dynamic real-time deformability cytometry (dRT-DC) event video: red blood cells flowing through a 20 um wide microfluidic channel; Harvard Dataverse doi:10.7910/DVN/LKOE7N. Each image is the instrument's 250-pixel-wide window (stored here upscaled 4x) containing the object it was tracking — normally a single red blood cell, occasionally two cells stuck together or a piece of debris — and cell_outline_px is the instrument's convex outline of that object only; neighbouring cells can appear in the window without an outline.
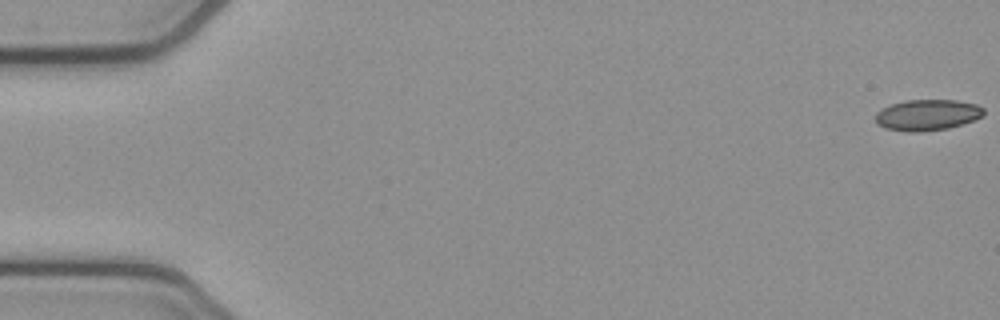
{"species": "common noctule bat (a hibernating species)", "species_latin": "Nyctalus noctula", "temperature_condition": "cold", "stored_images_in_passage": 54, "camera_frame_rate_fps": 3000, "um_per_image_px": 0.085, "animal": {"sex": "female", "body_mass_g": 21.9}, "frame": {"image": 1, "passage_image": 1, "time_ms": 0.0, "image_size_px": [1000, 320], "cell_outline_px": [[984, 112], [980, 116], [972, 120], [948, 128], [920, 132], [908, 132], [884, 128], [876, 124], [876, 112], [880, 108], [892, 104], [908, 100], [956, 100], [976, 104], [984, 108]], "centroid_in_image_um": [78.77, 9.77], "position_along_channel_um": 6.2, "area_um2": 19.48}}
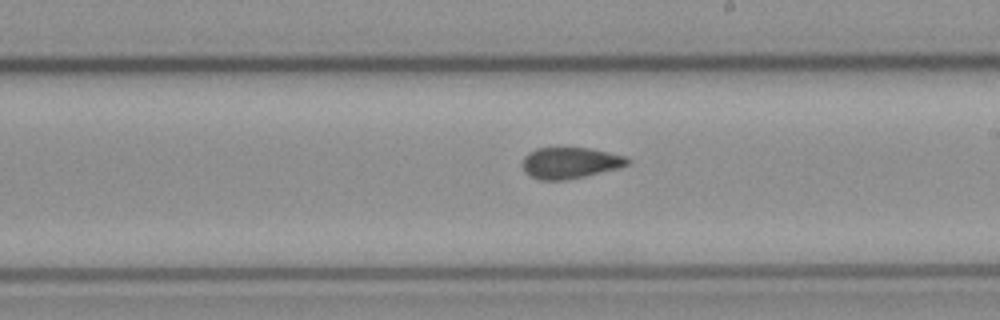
{"frame": {"image": 2, "passage_image": 31, "time_ms": 10.0, "image_size_px": [1000, 320], "cell_outline_px": [[632, 160], [628, 164], [620, 168], [568, 180], [540, 180], [524, 172], [520, 164], [524, 156], [528, 152], [536, 148], [592, 148], [624, 156]], "centroid_in_image_um": [48.44, 13.85], "position_along_channel_um": 240.6, "area_um2": 19.36}}
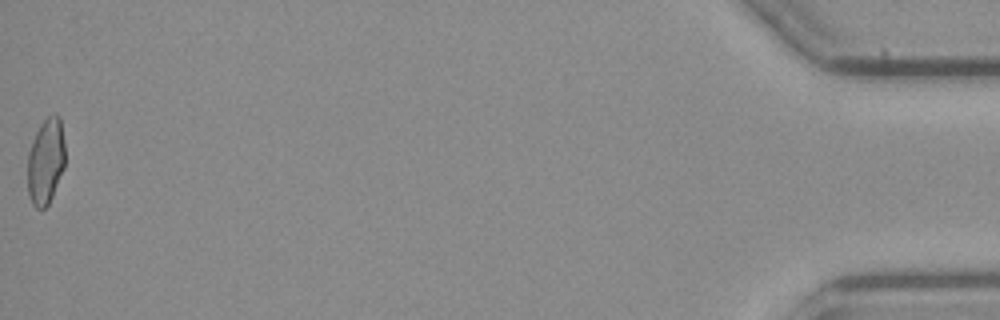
{"frame": {"image": 3, "passage_image": 54, "time_ms": 17.667, "image_size_px": [1000, 320], "cell_outline_px": [[64, 168], [52, 196], [48, 204], [44, 208], [36, 208], [32, 204], [28, 192], [28, 152], [32, 140], [40, 124], [48, 116], [56, 112], [60, 116], [64, 140]], "centroid_in_image_um": [3.89, 13.67], "position_along_channel_um": 431.3, "area_um2": 18.84}, "authors_computed_cell_mechanics": {"area_um2": 19.6231, "velocity_mm_per_s": 3.8492, "shape_relaxation_time_tau1_ms": null, "shape_relaxation_time_tau2_ms": 2.0241, "deformation_change_tau1": null, "deformation_change_tau2": 0.0816}}